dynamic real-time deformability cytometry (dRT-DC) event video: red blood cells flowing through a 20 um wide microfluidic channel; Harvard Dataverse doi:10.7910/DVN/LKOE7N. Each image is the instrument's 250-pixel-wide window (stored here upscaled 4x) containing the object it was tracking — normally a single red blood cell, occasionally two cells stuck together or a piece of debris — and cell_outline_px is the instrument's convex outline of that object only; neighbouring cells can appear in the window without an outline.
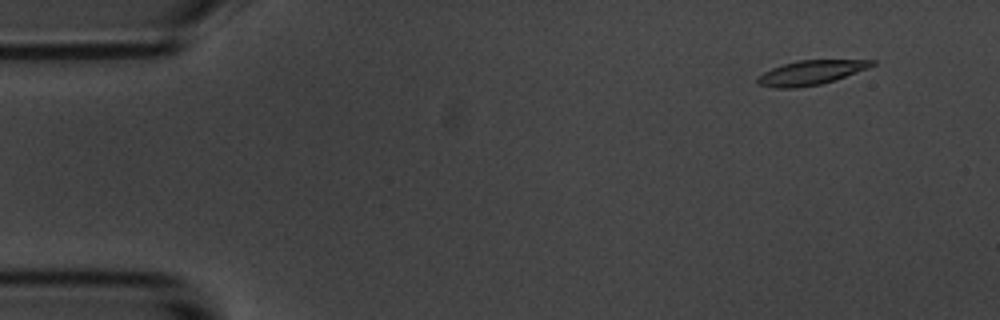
{"species": "common noctule bat (a hibernating species)", "species_latin": "Nyctalus noctula", "temperature_condition": "room temperature", "stored_images_in_passage": 56, "camera_frame_rate_fps": 3000, "um_per_image_px": 0.085, "animal": {"sex": "male", "body_mass_g": 20.1, "forearm_length_mm": 53.5}, "frame": {"image": 1, "passage_image": 5, "time_ms": 1.333, "image_size_px": [1000, 320], "cell_outline_px": [[876, 64], [868, 68], [820, 84], [796, 88], [776, 88], [756, 84], [756, 80], [764, 72], [772, 68], [796, 60], [876, 60]], "centroid_in_image_um": [68.89, 6.17], "position_along_channel_um": 16.1, "area_um2": 16.01}}
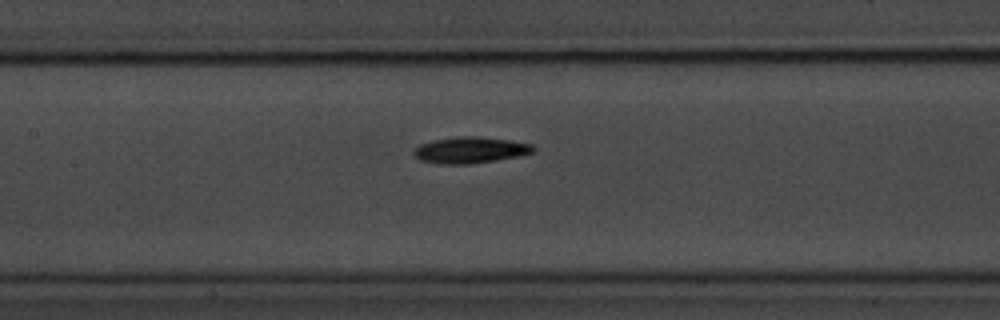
{"frame": {"image": 2, "passage_image": 26, "time_ms": 8.333, "image_size_px": [1000, 320], "cell_outline_px": [[536, 152], [520, 156], [496, 160], [468, 164], [436, 164], [420, 160], [412, 152], [420, 144], [432, 140], [456, 136], [480, 136], [508, 140], [532, 144], [536, 148]], "centroid_in_image_um": [39.99, 12.75], "position_along_channel_um": 167.4, "area_um2": 18.5}}
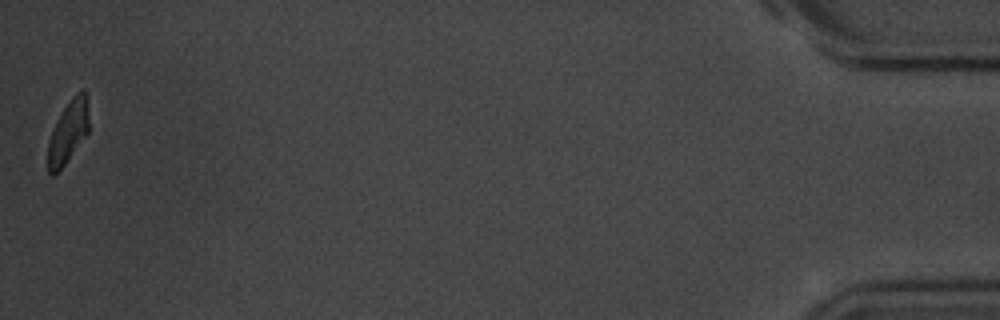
{"frame": {"image": 3, "passage_image": 56, "time_ms": 18.333, "image_size_px": [1000, 320], "cell_outline_px": [[88, 132], [64, 164], [52, 176], [48, 172], [48, 140], [56, 120], [72, 96], [76, 92], [84, 88], [88, 116]], "centroid_in_image_um": [5.77, 11.19], "position_along_channel_um": 429.4, "area_um2": 14.57}, "authors_computed_cell_mechanics": {"area_um2": 16.7909, "velocity_mm_per_s": 3.568, "shape_relaxation_time_tau1_ms": 2.9311, "shape_relaxation_time_tau2_ms": 8.5909, "deformation_change_tau1": 0.1477, "deformation_change_tau2": 0.147}}